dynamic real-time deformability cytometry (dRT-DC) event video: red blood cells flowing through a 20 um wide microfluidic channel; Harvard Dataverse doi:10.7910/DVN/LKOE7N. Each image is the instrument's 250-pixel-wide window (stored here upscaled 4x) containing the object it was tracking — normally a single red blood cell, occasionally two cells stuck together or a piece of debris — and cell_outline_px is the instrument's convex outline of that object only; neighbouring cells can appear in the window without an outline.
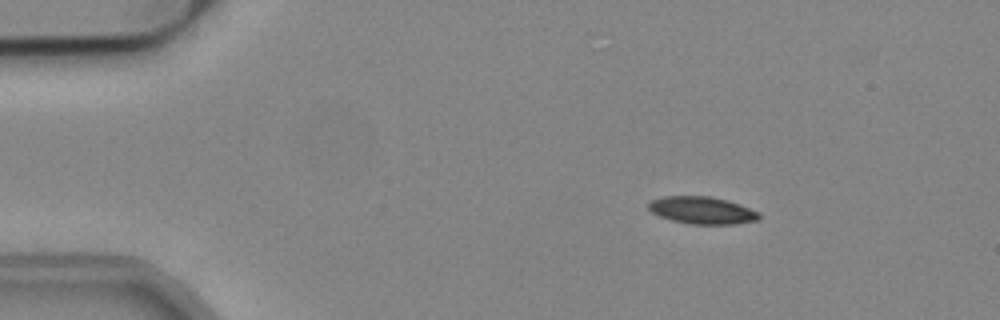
{"species": "common noctule bat (a hibernating species)", "species_latin": "Nyctalus noctula", "temperature_condition": "cold", "stored_images_in_passage": 48, "camera_frame_rate_fps": 3000, "um_per_image_px": 0.085, "animal": {"sex": "male", "body_mass_g": 19.2, "forearm_length_mm": 51.8}, "frame": {"image": 1, "passage_image": 2, "time_ms": 0.333, "image_size_px": [1000, 320], "cell_outline_px": [[760, 220], [736, 224], [688, 224], [672, 220], [660, 216], [652, 212], [648, 208], [648, 204], [652, 200], [664, 196], [712, 196], [728, 200], [740, 204], [760, 212]], "centroid_in_image_um": [59.72, 17.87], "position_along_channel_um": 25.3, "area_um2": 17.74}}
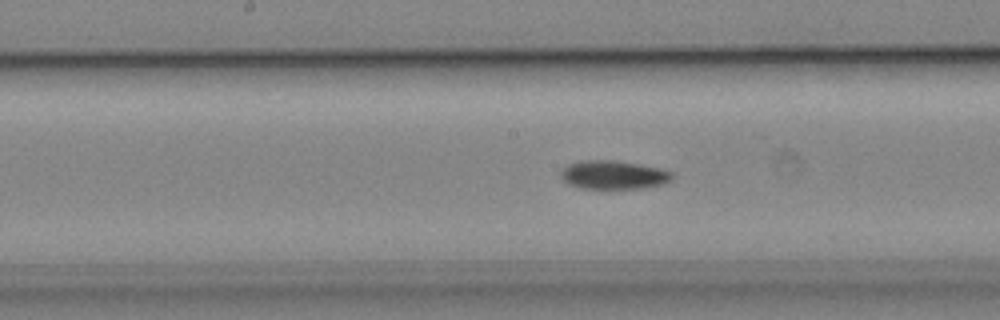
{"frame": {"image": 2, "passage_image": 21, "time_ms": 6.667, "image_size_px": [1000, 320], "cell_outline_px": [[672, 180], [660, 184], [640, 188], [580, 188], [568, 184], [560, 176], [560, 172], [568, 164], [580, 160], [616, 160], [656, 168], [672, 172]], "centroid_in_image_um": [52.08, 14.86], "position_along_channel_um": 196.1, "area_um2": 18.26}}
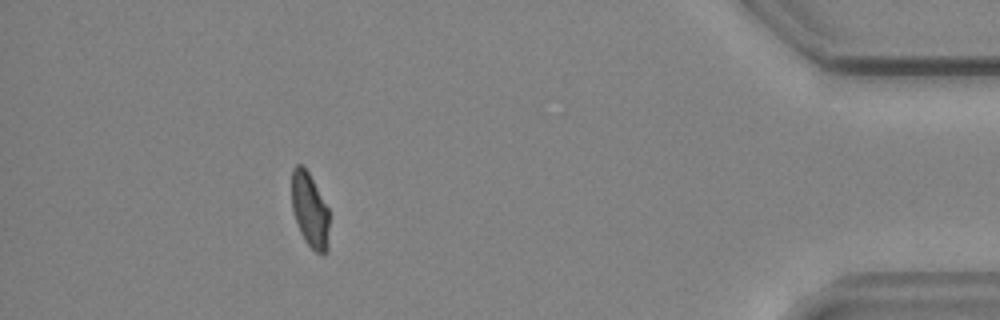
{"frame": {"image": 3, "passage_image": 42, "time_ms": 13.667, "image_size_px": [1000, 320], "cell_outline_px": [[328, 252], [316, 252], [304, 240], [300, 232], [292, 208], [292, 168], [296, 164], [300, 164], [308, 172], [328, 208]], "centroid_in_image_um": [26.32, 17.85], "position_along_channel_um": 408.9, "area_um2": 16.01}, "authors_computed_cell_mechanics": {"area_um2": 17.918, "velocity_mm_per_s": 3.8439, "shape_relaxation_time_tau1_ms": 5.376, "shape_relaxation_time_tau2_ms": 9.1538, "deformation_change_tau1": 0.1365, "deformation_change_tau2": 0.1391}}